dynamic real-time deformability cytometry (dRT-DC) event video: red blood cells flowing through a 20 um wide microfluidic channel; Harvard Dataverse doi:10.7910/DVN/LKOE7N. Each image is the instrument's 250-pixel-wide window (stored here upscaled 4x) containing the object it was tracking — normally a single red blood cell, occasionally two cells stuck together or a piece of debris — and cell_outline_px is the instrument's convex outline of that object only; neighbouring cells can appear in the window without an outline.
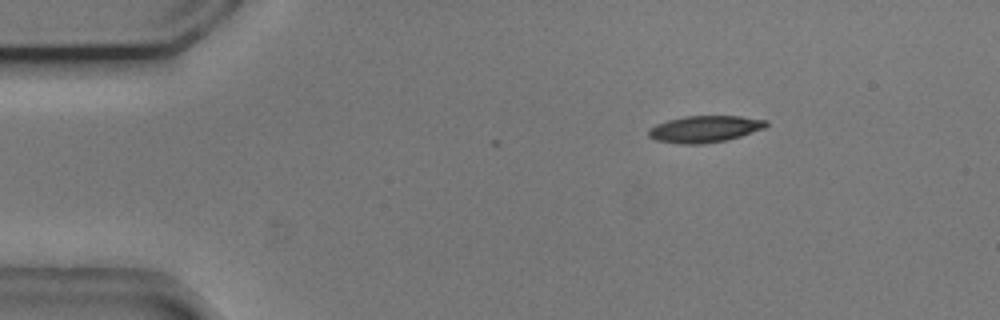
{"species": "common noctule bat (a hibernating species)", "species_latin": "Nyctalus noctula", "temperature_condition": "cold", "stored_images_in_passage": 3, "camera_frame_rate_fps": 3000, "um_per_image_px": 0.085, "animal": {"sex": "male", "body_mass_g": 20.5, "forearm_length_mm": 52.5}, "frame": {"image": 1, "passage_image": 3, "time_ms": 0.667, "image_size_px": [1000, 320], "cell_outline_px": [[768, 124], [764, 128], [740, 136], [724, 140], [704, 144], [680, 144], [656, 140], [648, 136], [648, 128], [656, 124], [668, 120], [688, 116], [740, 116], [768, 120]], "centroid_in_image_um": [59.88, 10.96], "position_along_channel_um": 25.1, "area_um2": 18.21}}